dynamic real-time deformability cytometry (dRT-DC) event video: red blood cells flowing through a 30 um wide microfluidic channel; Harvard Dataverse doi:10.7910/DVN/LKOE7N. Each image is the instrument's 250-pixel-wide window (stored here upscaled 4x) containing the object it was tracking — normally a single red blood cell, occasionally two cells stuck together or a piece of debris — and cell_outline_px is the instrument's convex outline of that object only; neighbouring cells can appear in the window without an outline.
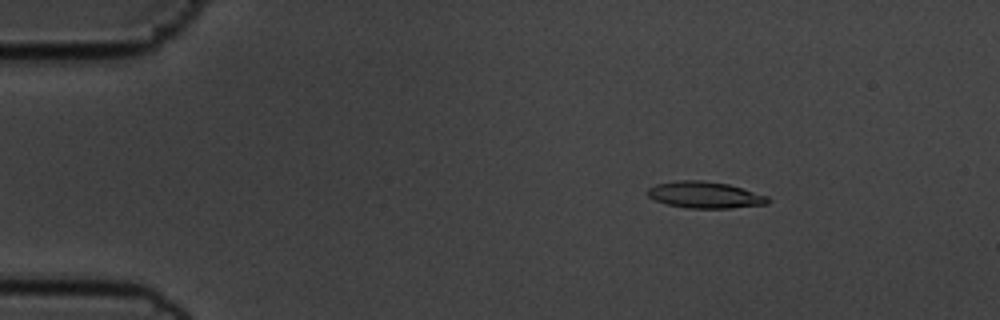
{"species": "common noctule bat (a hibernating species)", "species_latin": "Nyctalus noctula", "temperature_condition": "cold", "stored_images_in_passage": 56, "camera_frame_rate_fps": 3000, "um_per_image_px": 0.085, "animal": {"sex": "male", "body_mass_g": 19.5, "forearm_length_mm": 54.6}, "frame": {"image": 1, "passage_image": 9, "time_ms": 2.667, "image_size_px": [1000, 320], "cell_outline_px": [[772, 200], [768, 204], [728, 208], [688, 208], [668, 204], [656, 200], [648, 196], [648, 188], [656, 184], [680, 180], [700, 180], [728, 184], [768, 196]], "centroid_in_image_um": [59.95, 16.57], "position_along_channel_um": 25.1, "area_um2": 18.44}}
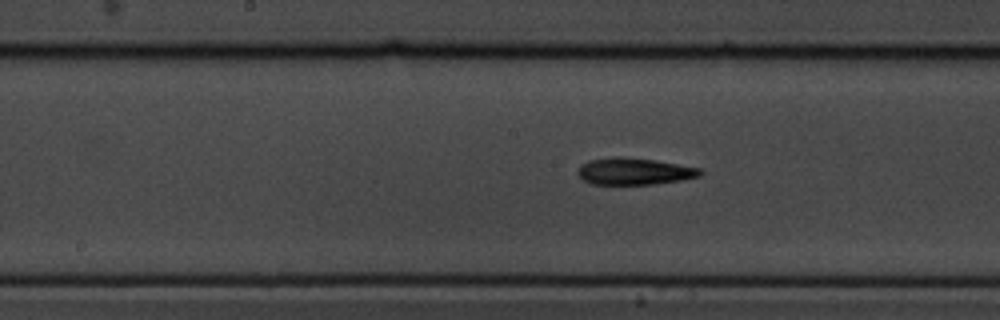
{"frame": {"image": 2, "passage_image": 29, "time_ms": 9.333, "image_size_px": [1000, 320], "cell_outline_px": [[704, 172], [700, 176], [684, 180], [652, 184], [592, 184], [584, 180], [576, 172], [588, 160], [656, 160], [700, 168]], "centroid_in_image_um": [54.02, 14.62], "position_along_channel_um": 194.2, "area_um2": 18.09}}
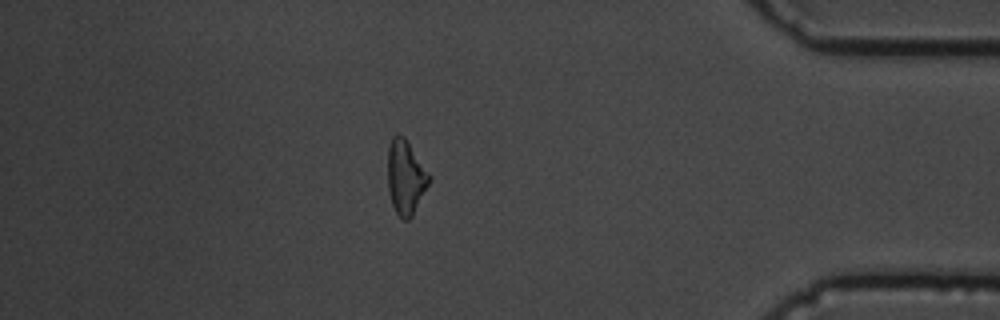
{"frame": {"image": 3, "passage_image": 49, "time_ms": 16.0, "image_size_px": [1000, 320], "cell_outline_px": [[432, 180], [412, 216], [408, 220], [404, 220], [396, 212], [392, 204], [388, 188], [388, 148], [392, 136], [404, 136], [432, 176]], "centroid_in_image_um": [34.51, 15.07], "position_along_channel_um": 400.7, "area_um2": 17.98}, "authors_computed_cell_mechanics": {"area_um2": 18.3804, "velocity_mm_per_s": 3.6259, "shape_relaxation_time_tau1_ms": 4.4275, "shape_relaxation_time_tau2_ms": 10.706, "deformation_change_tau1": 0.1879, "deformation_change_tau2": 0.2697}}